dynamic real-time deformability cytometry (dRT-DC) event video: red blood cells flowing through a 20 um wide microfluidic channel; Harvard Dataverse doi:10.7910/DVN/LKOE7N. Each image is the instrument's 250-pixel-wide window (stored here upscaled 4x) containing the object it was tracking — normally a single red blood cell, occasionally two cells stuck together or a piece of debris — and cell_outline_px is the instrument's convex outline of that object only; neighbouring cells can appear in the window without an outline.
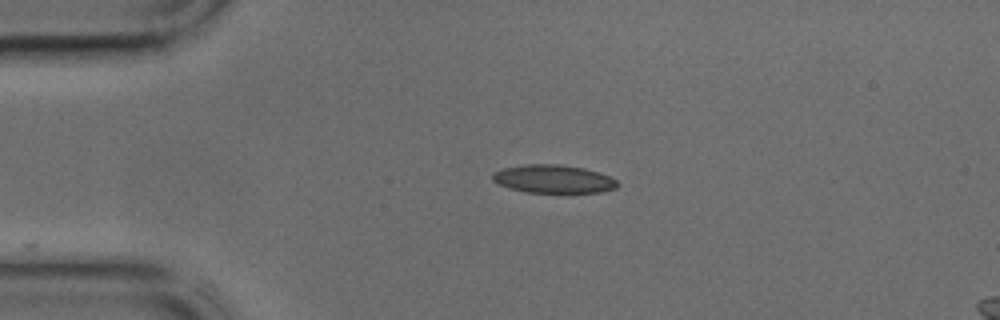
{"species": "common noctule bat (a hibernating species)", "species_latin": "Nyctalus noctula", "temperature_condition": "cold", "stored_images_in_passage": 10, "camera_frame_rate_fps": 3000, "um_per_image_px": 0.085, "animal": {"sex": "male", "body_mass_g": 17.9, "forearm_length_mm": 54.2}, "frame": {"image": 1, "passage_image": 1, "time_ms": 0.0, "image_size_px": [1000, 320], "cell_outline_px": [[620, 184], [616, 188], [600, 192], [528, 192], [508, 188], [492, 180], [492, 172], [504, 168], [528, 164], [556, 164], [584, 168], [600, 172], [616, 180]], "centroid_in_image_um": [47.05, 15.21], "position_along_channel_um": 38.0, "area_um2": 20.4}}